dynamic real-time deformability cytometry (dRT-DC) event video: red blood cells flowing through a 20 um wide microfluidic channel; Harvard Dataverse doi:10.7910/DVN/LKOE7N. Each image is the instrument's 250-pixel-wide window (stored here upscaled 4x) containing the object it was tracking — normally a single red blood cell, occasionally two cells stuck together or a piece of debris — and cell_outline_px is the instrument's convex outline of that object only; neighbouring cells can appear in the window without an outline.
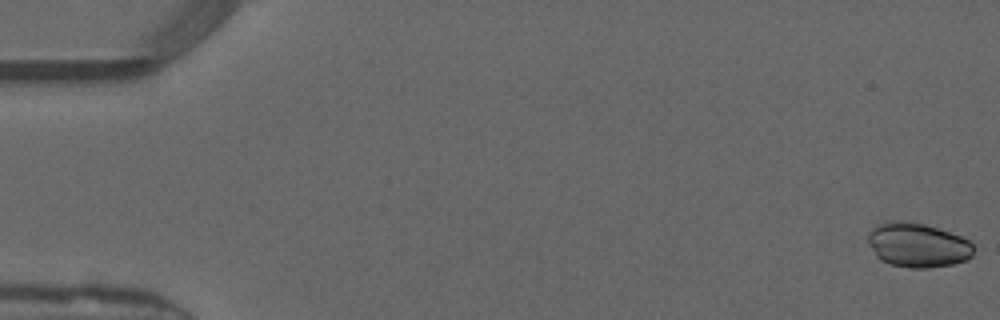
{"species": "common noctule bat (a hibernating species)", "species_latin": "Nyctalus noctula", "temperature_condition": "warm", "stored_images_in_passage": 50, "camera_frame_rate_fps": 3000, "um_per_image_px": 0.085, "animal": {"sex": "male", "forearm_length_mm": 52.5}, "frame": {"image": 1, "passage_image": 1, "time_ms": 0.0, "image_size_px": [1000, 320], "cell_outline_px": [[976, 248], [972, 256], [968, 260], [952, 264], [928, 268], [908, 268], [892, 264], [880, 260], [876, 256], [868, 244], [868, 232], [872, 228], [888, 220], [896, 220], [924, 224], [960, 236], [976, 244]], "centroid_in_image_um": [78.02, 20.84], "position_along_channel_um": 7.0, "area_um2": 27.51}}
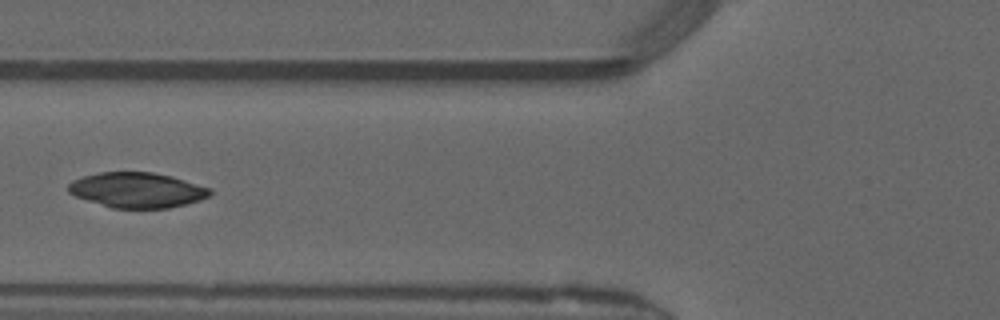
{"frame": {"image": 2, "passage_image": 20, "time_ms": 6.333, "image_size_px": [1000, 320], "cell_outline_px": [[212, 192], [208, 196], [200, 200], [168, 208], [112, 208], [76, 196], [68, 192], [68, 184], [72, 180], [96, 172], [152, 172], [172, 176], [212, 188]], "centroid_in_image_um": [11.66, 16.14], "position_along_channel_um": 114.1, "area_um2": 29.02}}
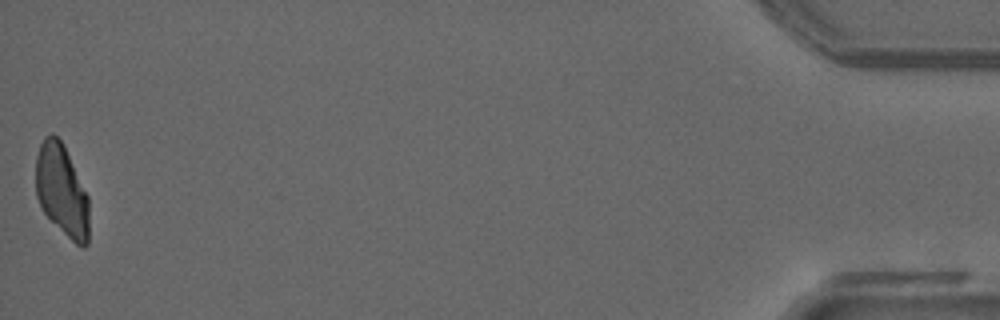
{"frame": {"image": 3, "passage_image": 50, "time_ms": 16.333, "image_size_px": [1000, 320], "cell_outline_px": [[88, 244], [84, 248], [80, 248], [44, 212], [36, 196], [36, 156], [40, 144], [44, 136], [52, 132], [64, 144], [88, 196]], "centroid_in_image_um": [5.25, 16.15], "position_along_channel_um": 430.0, "area_um2": 28.32}, "authors_computed_cell_mechanics": {"area_um2": 29.1601, "velocity_mm_per_s": 4.1383, "shape_relaxation_time_tau1_ms": null, "shape_relaxation_time_tau2_ms": 9.2875, "deformation_change_tau1": null, "deformation_change_tau2": 0.1079}}